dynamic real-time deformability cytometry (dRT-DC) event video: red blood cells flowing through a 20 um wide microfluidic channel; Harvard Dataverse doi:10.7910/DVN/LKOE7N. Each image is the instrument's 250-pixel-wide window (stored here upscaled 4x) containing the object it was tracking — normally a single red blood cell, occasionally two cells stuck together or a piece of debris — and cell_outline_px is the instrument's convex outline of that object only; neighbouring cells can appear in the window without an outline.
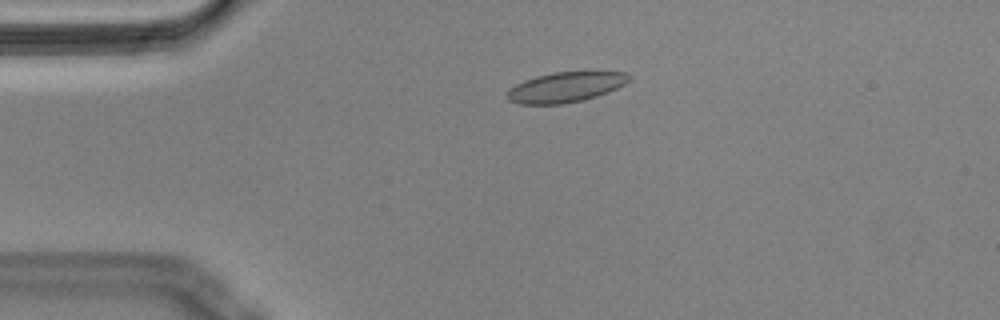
{"species": "Egyptian fruit bat (a non-hibernating species)", "species_latin": "Rousettus aegyptiacus", "temperature_condition": "cold", "stored_images_in_passage": 20, "camera_frame_rate_fps": 3000, "um_per_image_px": 0.085, "animal": {"sex": "male"}, "frame": {"image": 1, "passage_image": 12, "time_ms": 3.667, "image_size_px": [1000, 320], "cell_outline_px": [[632, 76], [624, 84], [608, 92], [596, 96], [580, 100], [560, 104], [520, 104], [508, 100], [508, 88], [524, 80], [536, 76], [552, 72], [588, 68], [628, 72]], "centroid_in_image_um": [48.15, 7.33], "position_along_channel_um": 36.8, "area_um2": 22.31}}